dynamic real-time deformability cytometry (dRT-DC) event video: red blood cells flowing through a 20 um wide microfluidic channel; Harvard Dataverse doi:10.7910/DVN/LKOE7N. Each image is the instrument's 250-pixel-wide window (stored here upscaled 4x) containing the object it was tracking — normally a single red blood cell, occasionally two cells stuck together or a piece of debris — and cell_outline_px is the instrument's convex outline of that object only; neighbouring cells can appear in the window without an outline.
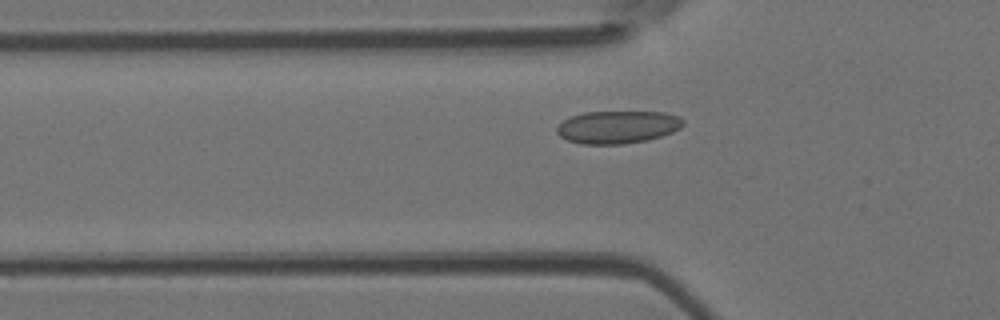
{"species": "Egyptian fruit bat (a non-hibernating species)", "species_latin": "Rousettus aegyptiacus", "temperature_condition": "room temperature", "stored_images_in_passage": 17, "camera_frame_rate_fps": 3000, "um_per_image_px": 0.085, "animal": {"sex": "female"}, "frame": {"image": 1, "passage_image": 5, "time_ms": 1.333, "image_size_px": [1000, 320], "cell_outline_px": [[684, 124], [680, 128], [672, 132], [648, 140], [624, 144], [580, 144], [568, 140], [560, 136], [556, 132], [556, 128], [564, 120], [572, 116], [584, 112], [664, 112], [680, 116], [684, 120]], "centroid_in_image_um": [52.51, 10.8], "position_along_channel_um": 73.3, "area_um2": 24.1}}
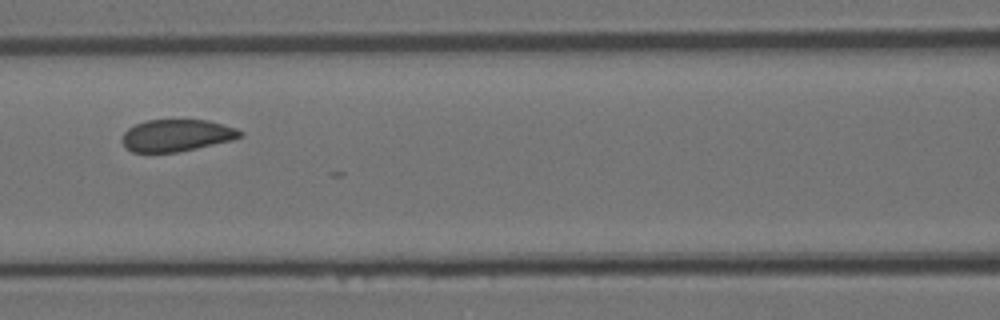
{"frame": {"image": 2, "passage_image": 11, "time_ms": 3.333, "image_size_px": [1000, 320], "cell_outline_px": [[244, 136], [232, 140], [196, 148], [176, 152], [132, 152], [124, 148], [120, 140], [124, 132], [128, 128], [136, 124], [148, 120], [208, 120], [236, 128], [244, 132]], "centroid_in_image_um": [14.99, 11.51], "position_along_channel_um": 151.6, "area_um2": 22.08}}
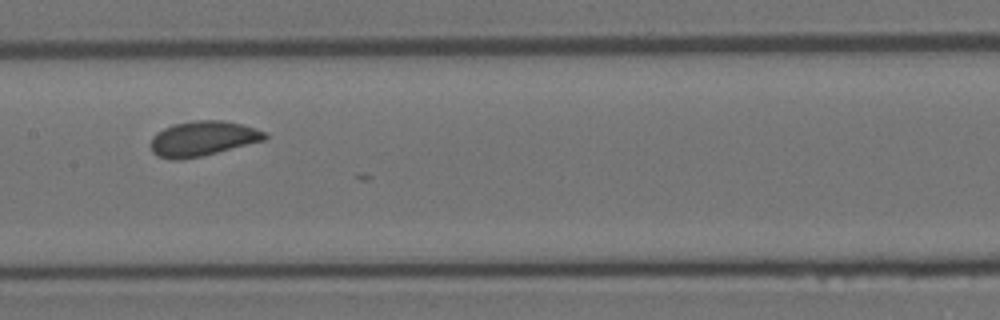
{"frame": {"image": 3, "passage_image": 14, "time_ms": 4.333, "image_size_px": [1000, 320], "cell_outline_px": [[268, 136], [264, 140], [200, 156], [180, 160], [168, 160], [156, 156], [152, 152], [152, 136], [156, 132], [172, 124], [196, 120], [220, 120], [240, 124], [268, 132]], "centroid_in_image_um": [17.19, 11.78], "position_along_channel_um": 190.2, "area_um2": 23.12}}